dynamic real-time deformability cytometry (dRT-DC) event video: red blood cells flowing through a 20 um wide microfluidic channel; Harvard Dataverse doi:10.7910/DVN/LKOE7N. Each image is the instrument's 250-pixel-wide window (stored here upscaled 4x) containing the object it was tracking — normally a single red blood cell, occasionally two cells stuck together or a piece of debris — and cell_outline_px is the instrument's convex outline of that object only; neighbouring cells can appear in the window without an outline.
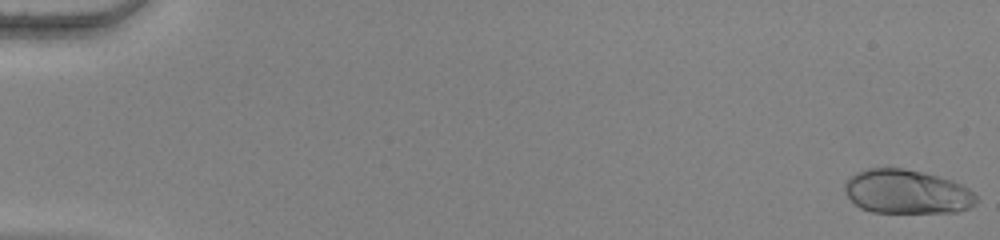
{"species": "human", "species_latin": "Homo sapiens", "temperature_condition": "warm", "stored_images_in_passage": 55, "camera_frame_rate_fps": 3000, "um_per_image_px": 0.085, "donor": {"sex": "female"}, "frame": {"image": 1, "passage_image": 1, "time_ms": 0.0, "image_size_px": [1000, 240], "cell_outline_px": [[976, 204], [968, 208], [956, 212], [872, 212], [860, 208], [844, 192], [844, 184], [856, 172], [868, 168], [904, 168], [924, 172], [952, 180], [968, 188], [976, 196]], "centroid_in_image_um": [77.07, 16.29], "position_along_channel_um": 7.9, "area_um2": 33.7}}
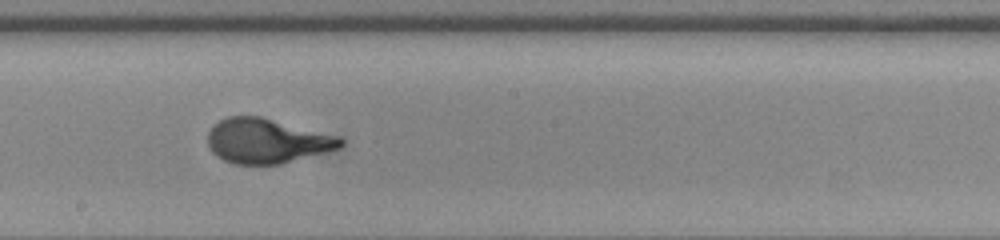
{"frame": {"image": 2, "passage_image": 32, "time_ms": 10.333, "image_size_px": [1000, 240], "cell_outline_px": [[344, 144], [340, 148], [280, 164], [236, 164], [224, 160], [216, 156], [212, 152], [208, 144], [208, 132], [212, 124], [228, 116], [260, 116], [340, 136], [344, 140]], "centroid_in_image_um": [22.68, 11.97], "position_along_channel_um": 225.5, "area_um2": 34.68}}
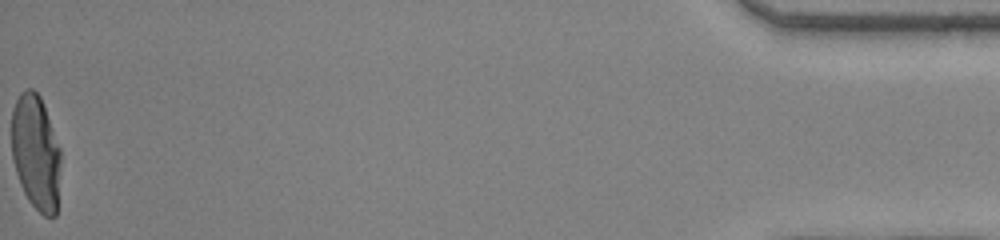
{"frame": {"image": 3, "passage_image": 55, "time_ms": 18.0, "image_size_px": [1000, 240], "cell_outline_px": [[60, 164], [56, 216], [44, 216], [28, 200], [20, 184], [16, 172], [12, 156], [12, 108], [20, 92], [24, 88], [32, 88], [40, 96], [60, 148]], "centroid_in_image_um": [3.03, 12.93], "position_along_channel_um": 432.2, "area_um2": 32.83}, "authors_computed_cell_mechanics": {"area_um2": 33.4662, "velocity_mm_per_s": 3.8791, "shape_relaxation_time_tau1_ms": 5.9103, "shape_relaxation_time_tau2_ms": null, "deformation_change_tau1": 0.285, "deformation_change_tau2": null}}